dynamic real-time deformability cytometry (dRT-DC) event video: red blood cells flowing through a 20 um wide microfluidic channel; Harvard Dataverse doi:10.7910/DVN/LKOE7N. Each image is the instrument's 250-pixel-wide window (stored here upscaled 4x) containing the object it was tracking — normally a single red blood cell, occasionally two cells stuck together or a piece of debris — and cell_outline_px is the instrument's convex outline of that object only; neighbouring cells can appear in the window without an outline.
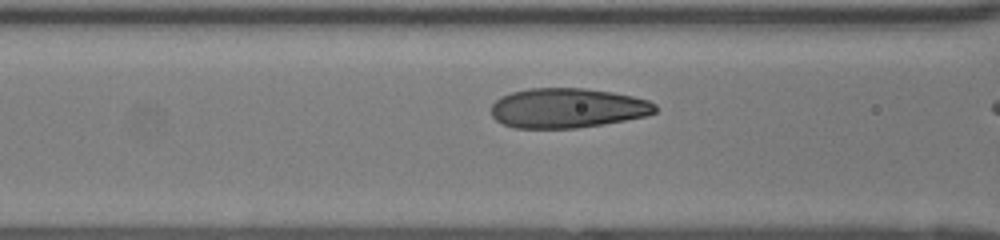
{"species": "human", "species_latin": "Homo sapiens", "temperature_condition": "room temperature", "stored_images_in_passage": 12, "camera_frame_rate_fps": 3000, "um_per_image_px": 0.085, "donor": {"sex": "female"}, "frame": {"image": 1, "passage_image": 10, "time_ms": 3.0, "image_size_px": [1000, 240], "cell_outline_px": [[656, 112], [648, 116], [604, 124], [576, 128], [516, 128], [504, 124], [496, 120], [492, 116], [492, 104], [500, 96], [512, 92], [528, 88], [584, 88], [612, 92], [632, 96], [648, 100], [656, 104]], "centroid_in_image_um": [48.25, 9.18], "position_along_channel_um": 118.4, "area_um2": 38.15}}